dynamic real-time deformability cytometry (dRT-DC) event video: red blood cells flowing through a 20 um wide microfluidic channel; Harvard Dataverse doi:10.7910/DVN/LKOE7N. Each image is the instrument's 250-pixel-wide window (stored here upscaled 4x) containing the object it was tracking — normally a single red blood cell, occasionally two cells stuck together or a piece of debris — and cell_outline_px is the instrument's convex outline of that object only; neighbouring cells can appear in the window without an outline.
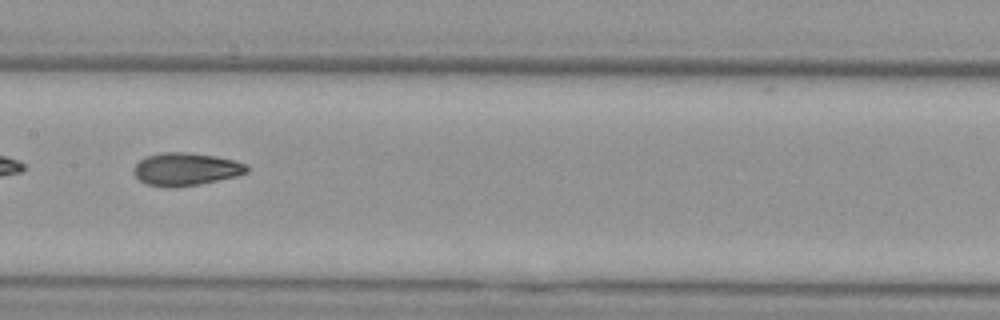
{"species": "Egyptian fruit bat (a non-hibernating species)", "species_latin": "Rousettus aegyptiacus", "temperature_condition": "cold", "stored_images_in_passage": 7, "camera_frame_rate_fps": 3000, "um_per_image_px": 0.085, "animal": {"sex": "female"}, "frame": {"image": 1, "passage_image": 5, "time_ms": 5.0, "image_size_px": [1000, 320], "cell_outline_px": [[248, 172], [236, 176], [200, 184], [172, 188], [168, 188], [144, 184], [132, 172], [132, 168], [144, 156], [164, 152], [184, 152], [216, 156], [248, 164]], "centroid_in_image_um": [15.76, 14.39], "position_along_channel_um": 191.6, "area_um2": 21.79}}
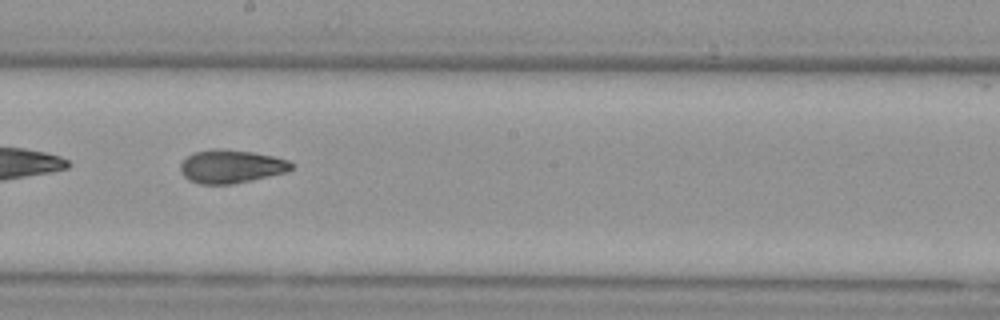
{"frame": {"image": 2, "passage_image": 6, "time_ms": 6.0, "image_size_px": [1000, 320], "cell_outline_px": [[292, 168], [288, 172], [252, 180], [232, 184], [200, 184], [188, 180], [180, 172], [180, 164], [188, 156], [196, 152], [216, 148], [252, 152], [272, 156], [288, 160], [292, 164]], "centroid_in_image_um": [19.64, 14.16], "position_along_channel_um": 228.6, "area_um2": 21.44}}
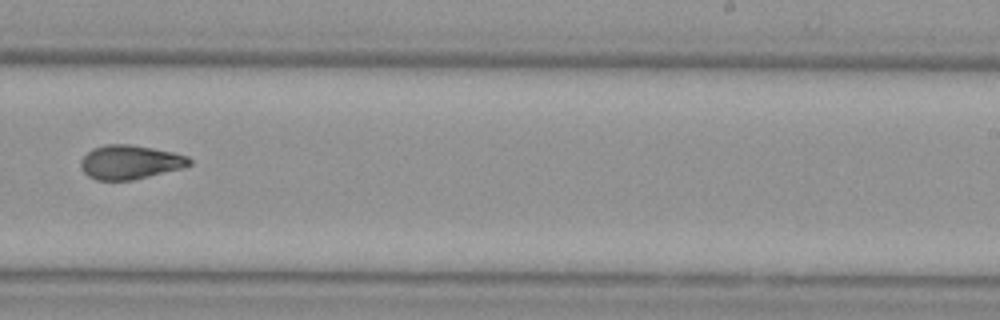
{"frame": {"image": 3, "passage_image": 7, "time_ms": 7.333, "image_size_px": [1000, 320], "cell_outline_px": [[192, 164], [184, 168], [132, 180], [96, 180], [88, 176], [80, 168], [80, 160], [92, 148], [104, 144], [128, 144], [152, 148], [172, 152], [188, 156], [192, 160]], "centroid_in_image_um": [11.05, 13.78], "position_along_channel_um": 278.0, "area_um2": 21.68}}